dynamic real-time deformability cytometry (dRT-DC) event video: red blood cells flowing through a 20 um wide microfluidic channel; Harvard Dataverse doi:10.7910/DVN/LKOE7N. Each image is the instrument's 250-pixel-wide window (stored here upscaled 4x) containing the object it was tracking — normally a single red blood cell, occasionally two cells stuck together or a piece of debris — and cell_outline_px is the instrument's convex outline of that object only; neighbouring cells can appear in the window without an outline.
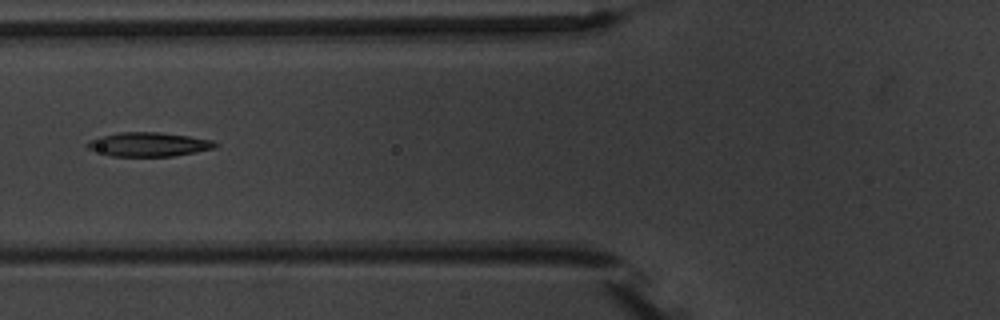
{"species": "common noctule bat (a hibernating species)", "species_latin": "Nyctalus noctula", "temperature_condition": "warm", "stored_images_in_passage": 8, "camera_frame_rate_fps": 3000, "um_per_image_px": 0.085, "animal": {"sex": "male", "body_mass_g": 20.1, "forearm_length_mm": 53.5}, "frame": {"image": 1, "passage_image": 8, "time_ms": 8.333, "image_size_px": [1000, 320], "cell_outline_px": [[220, 144], [216, 148], [196, 152], [172, 156], [112, 156], [88, 148], [84, 144], [88, 140], [100, 136], [120, 132], [160, 132], [188, 136], [212, 140]], "centroid_in_image_um": [12.65, 12.27], "position_along_channel_um": 113.2, "area_um2": 17.98}}